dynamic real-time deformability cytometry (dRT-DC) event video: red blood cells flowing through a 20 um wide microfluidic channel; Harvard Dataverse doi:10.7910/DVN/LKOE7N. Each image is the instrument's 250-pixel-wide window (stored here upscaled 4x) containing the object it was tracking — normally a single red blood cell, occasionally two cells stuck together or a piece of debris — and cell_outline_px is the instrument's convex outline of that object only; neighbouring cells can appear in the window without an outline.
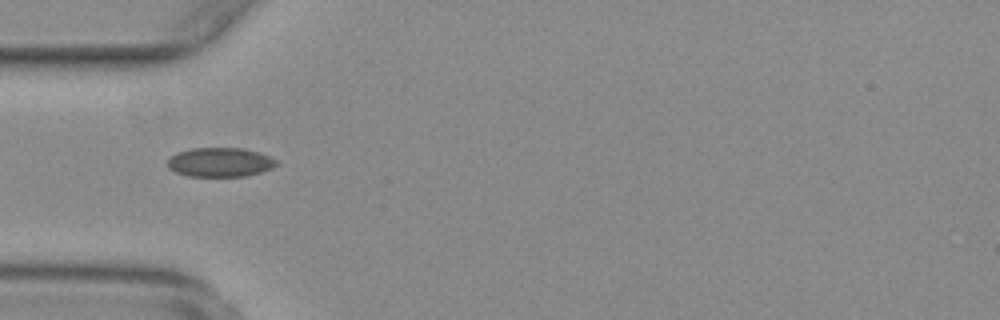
{"species": "common noctule bat (a hibernating species)", "species_latin": "Nyctalus noctula", "temperature_condition": "warm", "stored_images_in_passage": 39, "camera_frame_rate_fps": 3000, "um_per_image_px": 0.085, "animal": {"sex": "female", "body_mass_g": 29.2, "forearm_length_mm": 56.3}, "frame": {"image": 1, "passage_image": 1, "time_ms": 0.0, "image_size_px": [1000, 320], "cell_outline_px": [[280, 164], [272, 168], [260, 172], [244, 176], [188, 176], [176, 172], [168, 168], [168, 160], [176, 152], [192, 148], [244, 148], [268, 156], [276, 160]], "centroid_in_image_um": [18.7, 13.79], "position_along_channel_um": 66.3, "area_um2": 18.44}}
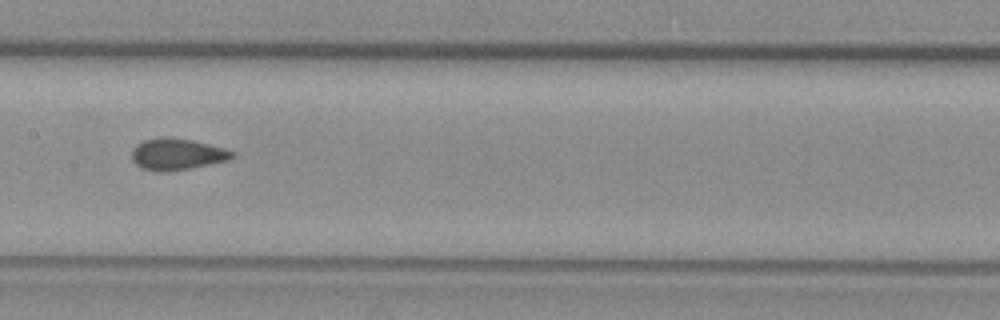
{"frame": {"image": 2, "passage_image": 11, "time_ms": 3.333, "image_size_px": [1000, 320], "cell_outline_px": [[236, 156], [228, 160], [192, 168], [168, 172], [152, 172], [140, 168], [132, 160], [132, 148], [136, 144], [144, 140], [192, 140], [224, 148], [236, 152]], "centroid_in_image_um": [15.06, 13.17], "position_along_channel_um": 192.3, "area_um2": 18.09}}
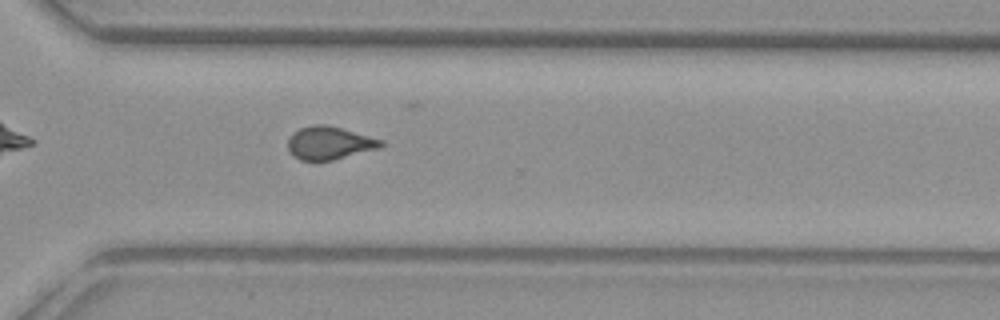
{"frame": {"image": 3, "passage_image": 23, "time_ms": 7.333, "image_size_px": [1000, 320], "cell_outline_px": [[384, 144], [380, 148], [332, 160], [300, 160], [292, 156], [288, 148], [288, 140], [292, 132], [300, 128], [312, 124], [324, 124], [340, 128], [384, 140]], "centroid_in_image_um": [27.98, 12.15], "position_along_channel_um": 342.6, "area_um2": 17.86}, "authors_computed_cell_mechanics": {"area_um2": 18.0336, "velocity_mm_per_s": 3.7758, "shape_relaxation_time_tau1_ms": null, "shape_relaxation_time_tau2_ms": 1.2014, "deformation_change_tau1": null, "deformation_change_tau2": 0.055}}